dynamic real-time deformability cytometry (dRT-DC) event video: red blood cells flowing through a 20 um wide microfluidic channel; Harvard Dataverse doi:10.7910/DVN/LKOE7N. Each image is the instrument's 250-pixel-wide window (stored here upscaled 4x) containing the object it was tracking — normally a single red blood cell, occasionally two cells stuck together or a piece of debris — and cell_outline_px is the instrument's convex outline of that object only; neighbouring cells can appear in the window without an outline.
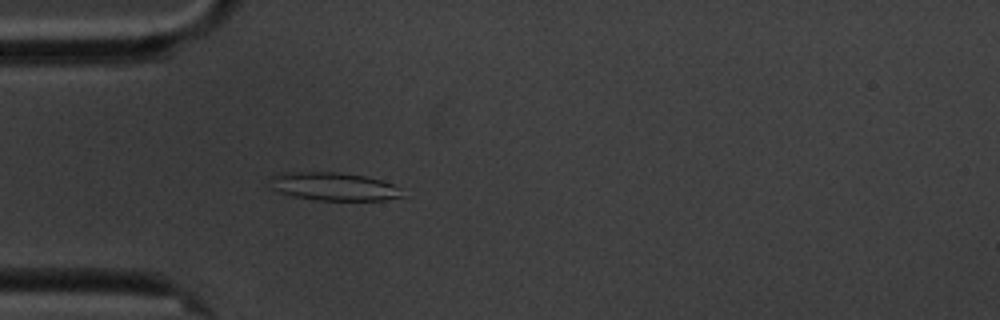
{"species": "common noctule bat (a hibernating species)", "species_latin": "Nyctalus noctula", "temperature_condition": "cold", "stored_images_in_passage": 50, "camera_frame_rate_fps": 3000, "um_per_image_px": 0.085, "animal": {"sex": "male", "body_mass_g": 20.1, "forearm_length_mm": 53.5}, "frame": {"image": 1, "passage_image": 8, "time_ms": 2.333, "image_size_px": [1000, 320], "cell_outline_px": [[404, 196], [384, 200], [316, 200], [292, 196], [280, 192], [272, 188], [268, 176], [276, 172], [340, 172], [364, 176], [380, 180], [392, 184], [400, 188]], "centroid_in_image_um": [28.31, 15.84], "position_along_channel_um": 56.7, "area_um2": 21.85}}
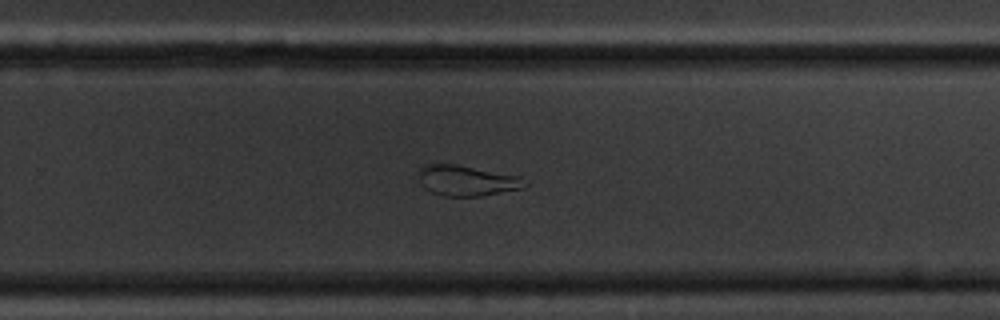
{"frame": {"image": 2, "passage_image": 29, "time_ms": 9.333, "image_size_px": [1000, 320], "cell_outline_px": [[528, 184], [524, 188], [484, 196], [444, 196], [432, 192], [424, 188], [420, 184], [420, 168], [428, 164], [456, 164], [520, 176]], "centroid_in_image_um": [39.71, 15.36], "position_along_channel_um": 290.1, "area_um2": 18.9}}
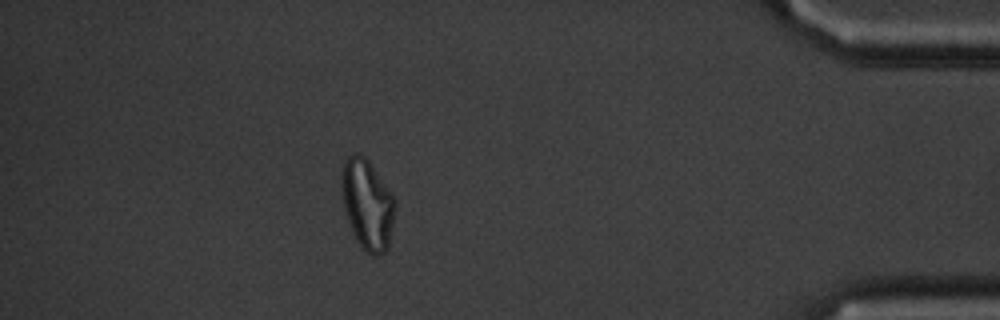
{"frame": {"image": 3, "passage_image": 43, "time_ms": 14.0, "image_size_px": [1000, 320], "cell_outline_px": [[396, 208], [388, 248], [380, 256], [372, 256], [360, 244], [352, 232], [344, 212], [340, 188], [340, 168], [344, 160], [352, 152], [356, 152], [364, 156], [368, 160], [396, 200]], "centroid_in_image_um": [31.19, 17.34], "position_along_channel_um": 404.0, "area_um2": 28.55}, "authors_computed_cell_mechanics": {"area_um2": 22.5998, "velocity_mm_per_s": 3.4063, "shape_relaxation_time_tau1_ms": null, "shape_relaxation_time_tau2_ms": 2.7099, "deformation_change_tau1": null, "deformation_change_tau2": 0.1076}}